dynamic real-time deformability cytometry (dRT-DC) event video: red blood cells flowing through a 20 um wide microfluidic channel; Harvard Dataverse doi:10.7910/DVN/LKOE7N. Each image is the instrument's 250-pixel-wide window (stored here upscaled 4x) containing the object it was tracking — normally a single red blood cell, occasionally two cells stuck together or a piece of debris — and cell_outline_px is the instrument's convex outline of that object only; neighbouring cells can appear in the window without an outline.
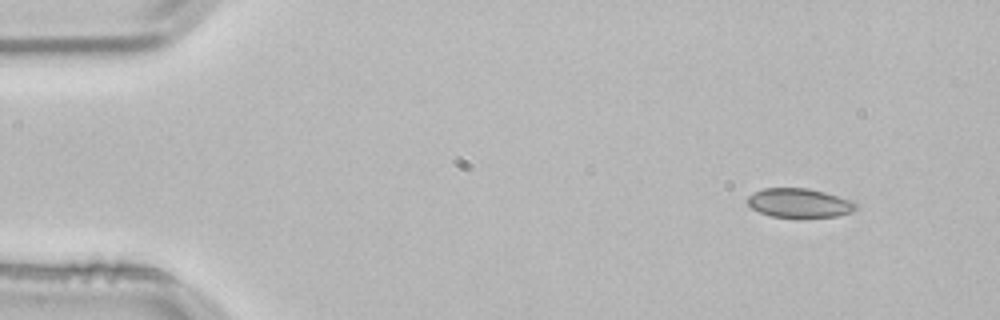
{"species": "common noctule bat (a hibernating species)", "species_latin": "Nyctalus noctula", "temperature_condition": "room temperature", "stored_images_in_passage": 2, "camera_frame_rate_fps": 3000, "um_per_image_px": 0.085, "animal": {"sex": "male", "body_mass_g": 21.5, "forearm_length_mm": 52.0}, "frame": {"image": 1, "passage_image": 1, "time_ms": 0.0, "image_size_px": [1000, 320], "cell_outline_px": [[856, 208], [852, 212], [836, 216], [772, 216], [760, 212], [752, 208], [744, 200], [748, 196], [764, 188], [808, 188], [824, 192], [852, 200], [856, 204]], "centroid_in_image_um": [67.92, 17.23], "position_along_channel_um": 17.1, "area_um2": 18.03}}